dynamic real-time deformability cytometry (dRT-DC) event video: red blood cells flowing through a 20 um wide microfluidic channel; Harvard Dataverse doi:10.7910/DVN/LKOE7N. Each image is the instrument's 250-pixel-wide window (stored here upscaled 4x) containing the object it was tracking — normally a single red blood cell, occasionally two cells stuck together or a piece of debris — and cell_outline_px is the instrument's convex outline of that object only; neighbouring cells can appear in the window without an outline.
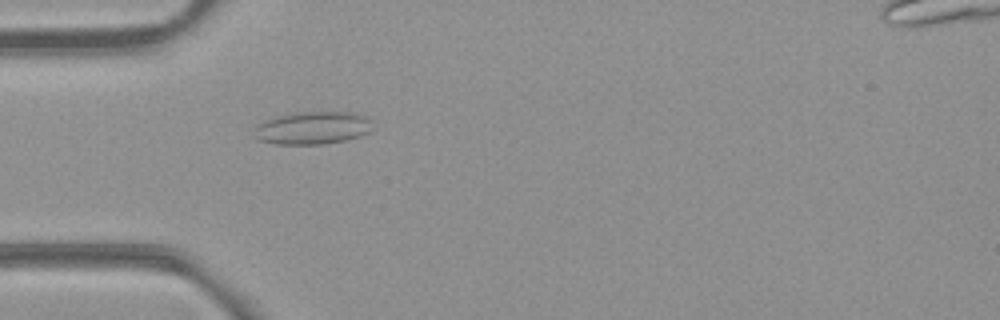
{"species": "common noctule bat (a hibernating species)", "species_latin": "Nyctalus noctula", "temperature_condition": "room temperature", "stored_images_in_passage": 46, "camera_frame_rate_fps": 3000, "um_per_image_px": 0.085, "animal": {"sex": "female", "body_mass_g": 21.9}, "frame": {"image": 1, "passage_image": 9, "time_ms": 2.667, "image_size_px": [1000, 320], "cell_outline_px": [[376, 128], [372, 132], [348, 140], [324, 144], [276, 144], [260, 140], [256, 136], [256, 124], [264, 120], [288, 112], [320, 108], [356, 112], [368, 116]], "centroid_in_image_um": [26.7, 10.8], "position_along_channel_um": 58.3, "area_um2": 24.16}}
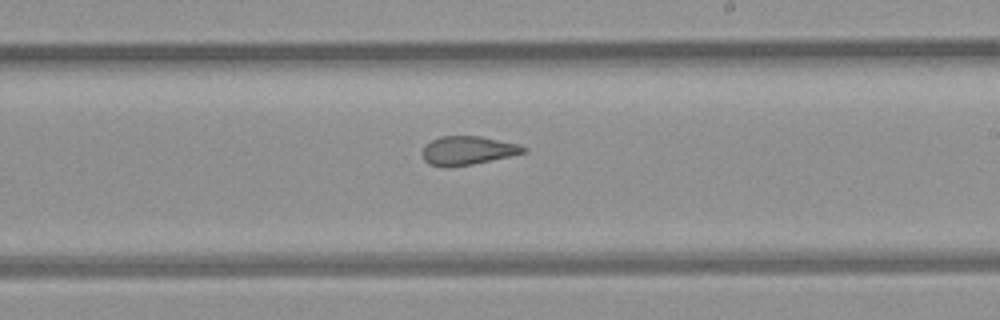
{"frame": {"image": 2, "passage_image": 24, "time_ms": 7.667, "image_size_px": [1000, 320], "cell_outline_px": [[528, 152], [472, 164], [448, 168], [428, 164], [424, 160], [424, 144], [440, 136], [480, 136], [520, 144], [528, 148]], "centroid_in_image_um": [39.78, 12.79], "position_along_channel_um": 249.2, "area_um2": 16.99}}
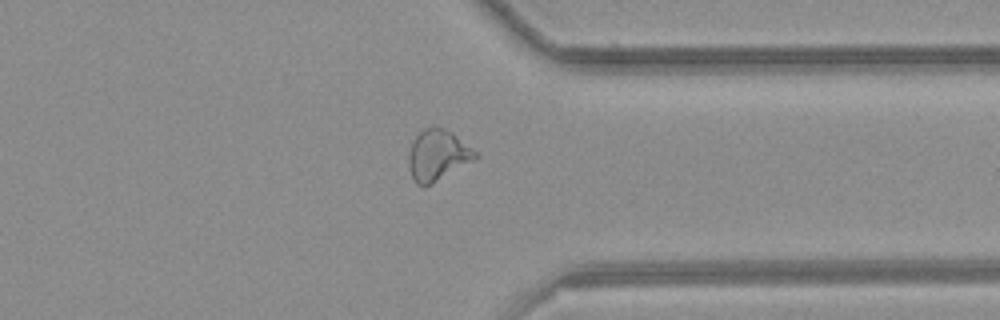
{"frame": {"image": 3, "passage_image": 34, "time_ms": 11.0, "image_size_px": [1000, 320], "cell_outline_px": [[480, 156], [432, 184], [416, 184], [412, 176], [408, 164], [408, 152], [412, 140], [424, 128], [444, 128], [452, 132], [472, 148]], "centroid_in_image_um": [37.18, 13.18], "position_along_channel_um": 374.2, "area_um2": 19.48}, "authors_computed_cell_mechanics": {"area_um2": 18.6983, "velocity_mm_per_s": 3.8643, "shape_relaxation_time_tau1_ms": null, "shape_relaxation_time_tau2_ms": 1.3046, "deformation_change_tau1": null, "deformation_change_tau2": 0.0853}}